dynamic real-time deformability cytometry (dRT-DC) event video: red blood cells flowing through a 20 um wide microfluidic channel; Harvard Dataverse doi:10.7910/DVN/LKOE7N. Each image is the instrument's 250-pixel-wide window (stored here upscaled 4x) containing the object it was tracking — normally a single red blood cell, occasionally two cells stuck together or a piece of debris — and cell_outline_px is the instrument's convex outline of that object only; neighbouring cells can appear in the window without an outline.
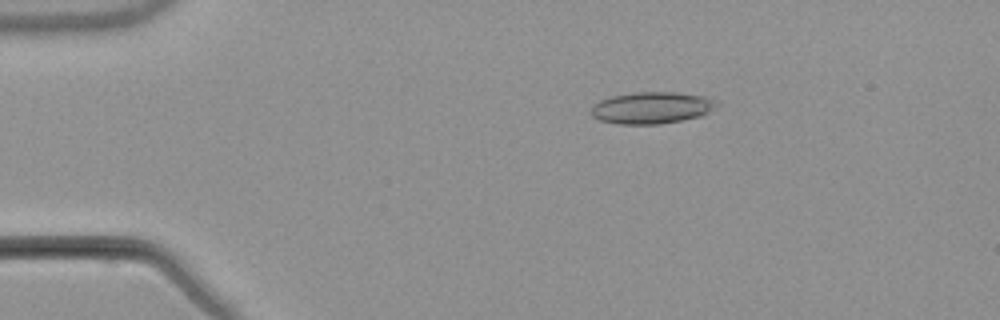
{"species": "common noctule bat (a hibernating species)", "species_latin": "Nyctalus noctula", "temperature_condition": "warm", "stored_images_in_passage": 5, "camera_frame_rate_fps": 3000, "um_per_image_px": 0.085, "animal": {"sex": "male", "body_mass_g": 21.5, "forearm_length_mm": 52.0}, "frame": {"image": 1, "passage_image": 3, "time_ms": 3.0, "image_size_px": [1000, 320], "cell_outline_px": [[720, 104], [716, 108], [704, 116], [660, 124], [616, 124], [600, 120], [592, 116], [588, 112], [592, 104], [600, 100], [612, 96], [636, 92], [676, 92], [704, 96], [720, 100]], "centroid_in_image_um": [55.43, 9.16], "position_along_channel_um": 29.6, "area_um2": 23.81}}